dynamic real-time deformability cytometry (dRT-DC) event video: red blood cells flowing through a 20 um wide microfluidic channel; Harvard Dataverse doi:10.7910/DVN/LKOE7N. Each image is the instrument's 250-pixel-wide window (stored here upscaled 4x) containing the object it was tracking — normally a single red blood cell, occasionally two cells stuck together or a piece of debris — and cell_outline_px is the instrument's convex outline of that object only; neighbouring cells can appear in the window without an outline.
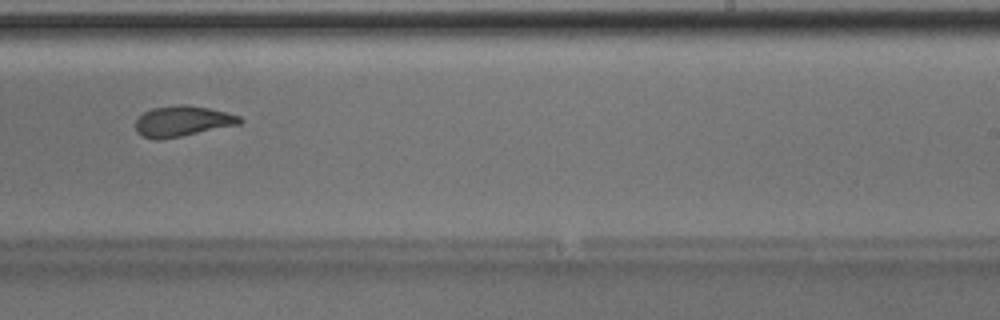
{"species": "Egyptian fruit bat (a non-hibernating species)", "species_latin": "Rousettus aegyptiacus", "temperature_condition": "room temperature", "stored_images_in_passage": 35, "camera_frame_rate_fps": 3000, "um_per_image_px": 0.085, "animal": {"sex": "male"}, "frame": {"image": 1, "passage_image": 16, "time_ms": 5.0, "image_size_px": [1000, 320], "cell_outline_px": [[244, 120], [240, 124], [180, 136], [156, 140], [144, 136], [136, 132], [136, 120], [144, 112], [152, 108], [184, 104], [208, 108], [228, 112], [240, 116]], "centroid_in_image_um": [15.53, 10.29], "position_along_channel_um": 273.5, "area_um2": 18.38}}
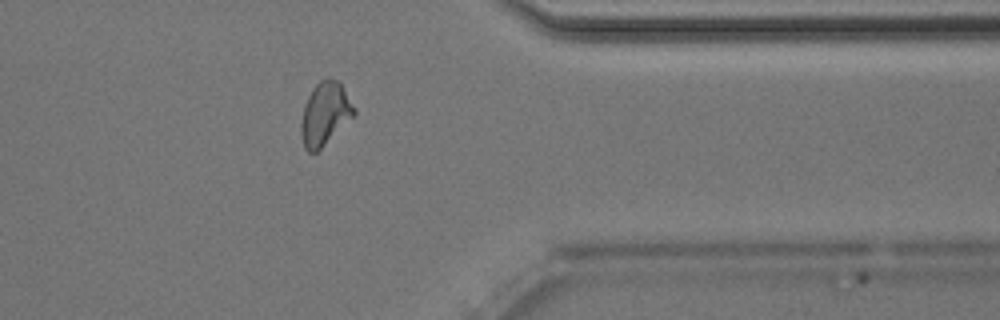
{"frame": {"image": 2, "passage_image": 25, "time_ms": 8.0, "image_size_px": [1000, 320], "cell_outline_px": [[356, 116], [316, 152], [308, 152], [304, 148], [300, 132], [300, 124], [304, 104], [312, 88], [320, 80], [336, 80], [340, 84], [356, 108]], "centroid_in_image_um": [27.62, 9.71], "position_along_channel_um": 383.8, "area_um2": 19.48}, "authors_computed_cell_mechanics": {"area_um2": 18.6694, "velocity_mm_per_s": 4.031, "shape_relaxation_time_tau1_ms": 3.6878, "shape_relaxation_time_tau2_ms": 1.3439, "deformation_change_tau1": 0.1509, "deformation_change_tau2": 0.0848}}